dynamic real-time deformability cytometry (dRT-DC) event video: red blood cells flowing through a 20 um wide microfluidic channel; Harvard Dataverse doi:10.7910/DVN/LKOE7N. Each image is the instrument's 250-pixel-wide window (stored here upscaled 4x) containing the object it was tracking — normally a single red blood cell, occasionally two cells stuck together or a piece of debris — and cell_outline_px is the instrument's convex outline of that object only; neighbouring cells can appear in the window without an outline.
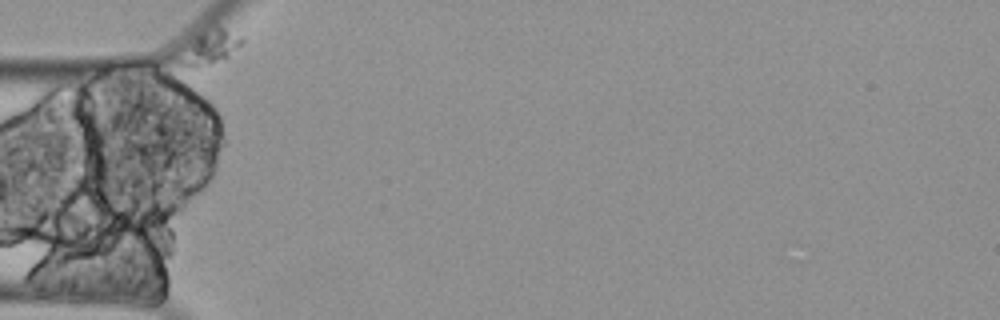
{"species": "Egyptian fruit bat (a non-hibernating species)", "species_latin": "Rousettus aegyptiacus", "temperature_condition": "cold", "stored_images_in_passage": 5, "camera_frame_rate_fps": 3000, "um_per_image_px": 0.085, "animal": {"sex": "female"}, "frame": {"image": 1, "passage_image": 1, "time_ms": 0.0, "image_size_px": [1000, 320], "cell_outline_px": [[244, 44], [224, 60], [200, 68], [188, 68], [180, 64], [176, 60], [200, 36], [216, 24], [244, 36]], "centroid_in_image_um": [17.98, 4.06], "position_along_channel_um": 67.0, "area_um2": 12.25}}